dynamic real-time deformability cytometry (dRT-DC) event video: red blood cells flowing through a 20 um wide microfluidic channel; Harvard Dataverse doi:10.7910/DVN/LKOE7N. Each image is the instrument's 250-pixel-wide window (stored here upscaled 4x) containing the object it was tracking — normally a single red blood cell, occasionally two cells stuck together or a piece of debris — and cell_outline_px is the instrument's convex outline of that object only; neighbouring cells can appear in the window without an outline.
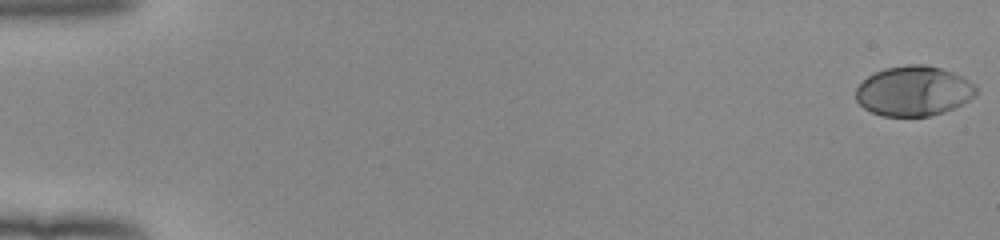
{"species": "human", "species_latin": "Homo sapiens", "temperature_condition": "room temperature", "stored_images_in_passage": 53, "camera_frame_rate_fps": 3000, "um_per_image_px": 0.085, "donor": {"sex": "female"}, "frame": {"image": 1, "passage_image": 1, "time_ms": 0.0, "image_size_px": [1000, 240], "cell_outline_px": [[980, 92], [976, 96], [964, 104], [944, 112], [928, 116], [884, 116], [872, 112], [864, 108], [856, 100], [856, 88], [868, 76], [884, 68], [908, 64], [924, 64], [940, 68], [952, 72], [968, 80]], "centroid_in_image_um": [77.68, 7.74], "position_along_channel_um": 7.3, "area_um2": 35.08}}
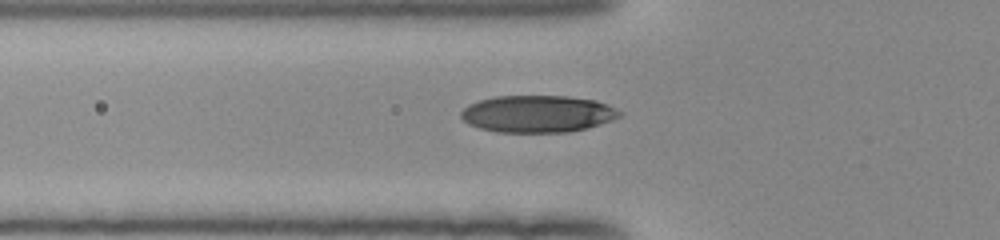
{"frame": {"image": 2, "passage_image": 20, "time_ms": 6.333, "image_size_px": [1000, 240], "cell_outline_px": [[624, 112], [620, 116], [612, 120], [588, 128], [568, 132], [496, 132], [480, 128], [468, 124], [460, 116], [460, 112], [468, 104], [480, 100], [496, 96], [568, 96], [596, 100], [608, 104]], "centroid_in_image_um": [45.72, 9.67], "position_along_channel_um": 80.1, "area_um2": 34.45}}
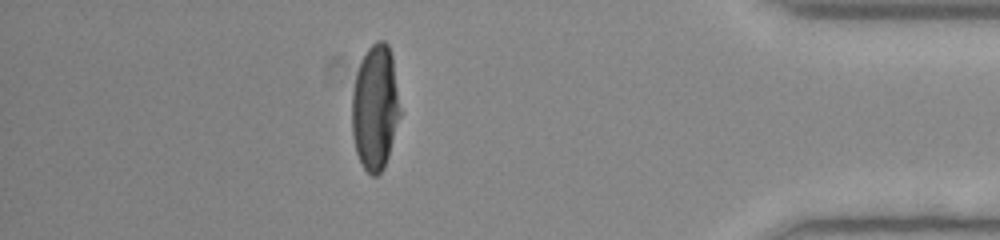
{"frame": {"image": 3, "passage_image": 47, "time_ms": 15.333, "image_size_px": [1000, 240], "cell_outline_px": [[400, 116], [388, 156], [384, 168], [376, 176], [372, 176], [364, 168], [356, 152], [352, 136], [352, 92], [356, 72], [368, 48], [376, 40], [384, 40], [388, 44], [392, 56], [400, 112]], "centroid_in_image_um": [31.87, 9.14], "position_along_channel_um": 403.3, "area_um2": 34.91}, "authors_computed_cell_mechanics": {"area_um2": 34.9112, "velocity_mm_per_s": 3.9845, "shape_relaxation_time_tau1_ms": 3.5131, "shape_relaxation_time_tau2_ms": null, "deformation_change_tau1": 0.2028, "deformation_change_tau2": null}}